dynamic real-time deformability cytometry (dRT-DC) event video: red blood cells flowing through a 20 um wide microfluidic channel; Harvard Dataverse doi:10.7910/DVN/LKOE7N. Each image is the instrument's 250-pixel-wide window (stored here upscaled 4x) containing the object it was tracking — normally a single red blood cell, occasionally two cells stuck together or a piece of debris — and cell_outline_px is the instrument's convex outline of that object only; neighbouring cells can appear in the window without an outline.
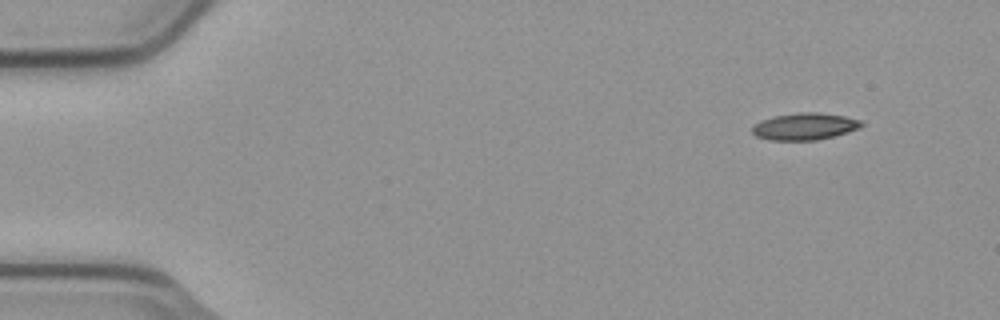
{"species": "common noctule bat (a hibernating species)", "species_latin": "Nyctalus noctula", "temperature_condition": "cold", "stored_images_in_passage": 3, "camera_frame_rate_fps": 3000, "um_per_image_px": 0.085, "animal": {"sex": "male", "body_mass_g": 23.1, "forearm_length_mm": 52.7}, "frame": {"image": 1, "passage_image": 1, "time_ms": 0.0, "image_size_px": [1000, 320], "cell_outline_px": [[864, 124], [860, 128], [848, 132], [816, 140], [768, 140], [756, 136], [752, 132], [752, 128], [760, 120], [776, 116], [800, 112], [816, 112], [844, 116], [860, 120]], "centroid_in_image_um": [68.4, 10.75], "position_along_channel_um": 16.6, "area_um2": 16.99}}
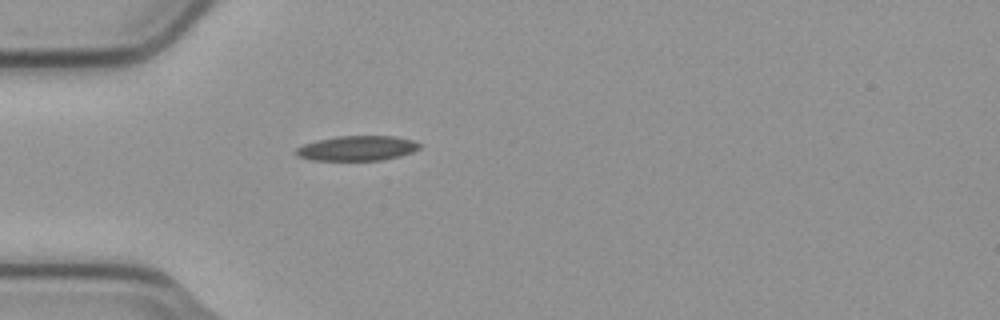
{"frame": {"image": 2, "passage_image": 3, "time_ms": 0.667, "image_size_px": [1000, 320], "cell_outline_px": [[420, 148], [412, 152], [400, 156], [380, 160], [312, 160], [296, 156], [296, 148], [304, 144], [316, 140], [336, 136], [392, 136], [412, 140], [420, 144]], "centroid_in_image_um": [30.33, 12.6], "position_along_channel_um": 54.7, "area_um2": 17.86}}